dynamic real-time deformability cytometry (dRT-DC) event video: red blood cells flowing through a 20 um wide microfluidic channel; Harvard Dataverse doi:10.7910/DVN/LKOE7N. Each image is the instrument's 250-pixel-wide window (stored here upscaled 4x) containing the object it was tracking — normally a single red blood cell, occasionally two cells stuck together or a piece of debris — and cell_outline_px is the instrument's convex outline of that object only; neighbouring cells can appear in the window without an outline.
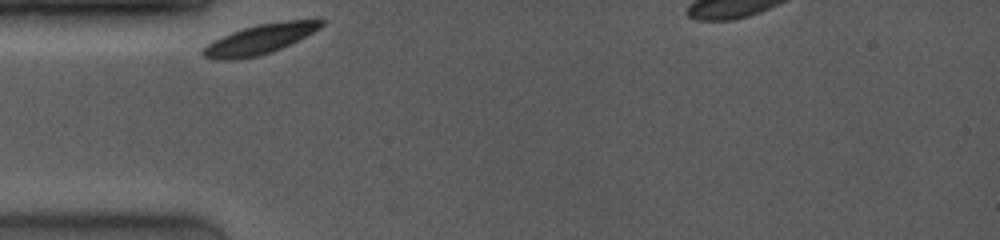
{"species": "common noctule bat (a hibernating species)", "species_latin": "Nyctalus noctula", "temperature_condition": "room temperature", "stored_images_in_passage": 3, "camera_frame_rate_fps": 4000, "um_per_image_px": 0.085, "animal": {"sex": "female", "body_mass_g": 19.0, "forearm_length_mm": 53.3}, "frame": {"image": 1, "passage_image": 1, "time_ms": 0.0, "image_size_px": [1000, 240], "cell_outline_px": [[324, 24], [320, 28], [272, 52], [256, 56], [236, 60], [212, 60], [204, 56], [200, 52], [208, 44], [232, 32], [256, 24], [320, 16], [324, 20]], "centroid_in_image_um": [22.15, 3.3], "position_along_channel_um": 62.9, "area_um2": 20.58}}